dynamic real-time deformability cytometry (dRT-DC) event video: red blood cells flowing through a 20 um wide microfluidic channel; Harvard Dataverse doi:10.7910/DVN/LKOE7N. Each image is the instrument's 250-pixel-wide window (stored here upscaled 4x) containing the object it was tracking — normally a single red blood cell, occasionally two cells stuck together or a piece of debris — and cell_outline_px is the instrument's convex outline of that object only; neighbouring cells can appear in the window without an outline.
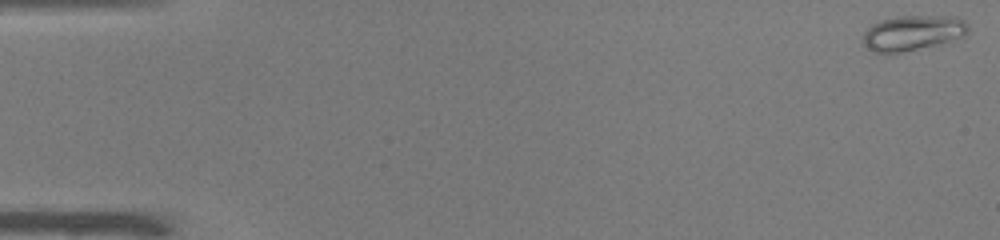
{"species": "common noctule bat (a hibernating species)", "species_latin": "Nyctalus noctula", "temperature_condition": "warm", "stored_images_in_passage": 51, "camera_frame_rate_fps": 3000, "um_per_image_px": 0.085, "animal": {"sex": "male", "body_mass_g": 19.0, "forearm_length_mm": 50.8}, "frame": {"image": 1, "passage_image": 1, "time_ms": 0.0, "image_size_px": [1000, 240], "cell_outline_px": [[968, 32], [964, 36], [900, 52], [872, 52], [864, 44], [864, 32], [872, 24], [880, 20], [900, 16], [956, 16], [964, 20], [968, 24]], "centroid_in_image_um": [77.57, 2.76], "position_along_channel_um": 7.4, "area_um2": 20.98}}
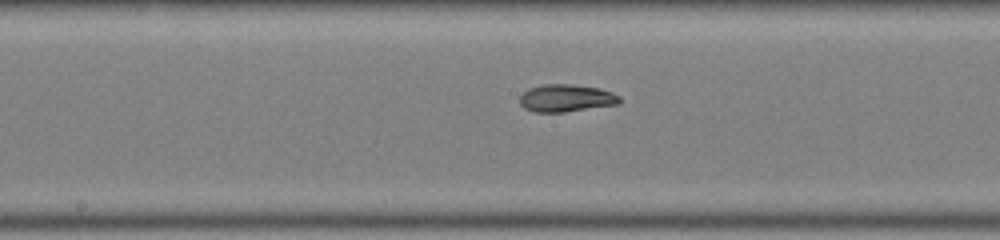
{"frame": {"image": 2, "passage_image": 27, "time_ms": 8.667, "image_size_px": [1000, 240], "cell_outline_px": [[620, 104], [564, 112], [532, 112], [524, 108], [520, 104], [520, 96], [528, 88], [544, 84], [572, 84], [600, 88], [612, 92], [620, 96]], "centroid_in_image_um": [48.13, 8.34], "position_along_channel_um": 200.1, "area_um2": 16.13}}
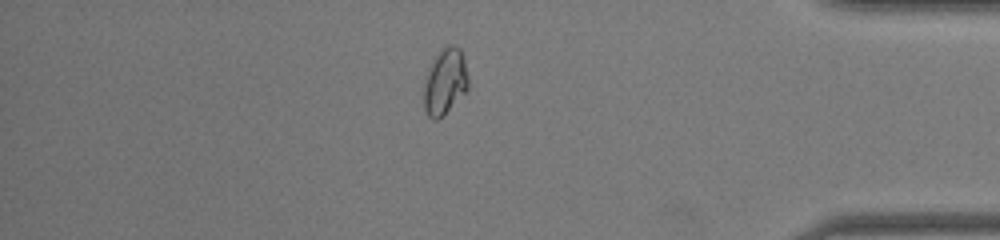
{"frame": {"image": 3, "passage_image": 44, "time_ms": 14.333, "image_size_px": [1000, 240], "cell_outline_px": [[468, 92], [436, 120], [432, 120], [428, 116], [424, 108], [424, 76], [428, 68], [440, 48], [448, 44], [456, 44], [460, 48], [464, 60], [468, 76]], "centroid_in_image_um": [37.82, 6.9], "position_along_channel_um": 397.4, "area_um2": 17.46}, "authors_computed_cell_mechanics": {"area_um2": 17.3978, "velocity_mm_per_s": 4.0033, "shape_relaxation_time_tau1_ms": 10.7779, "shape_relaxation_time_tau2_ms": 1.7599, "deformation_change_tau1": 0.3086, "deformation_change_tau2": 0.0365}}